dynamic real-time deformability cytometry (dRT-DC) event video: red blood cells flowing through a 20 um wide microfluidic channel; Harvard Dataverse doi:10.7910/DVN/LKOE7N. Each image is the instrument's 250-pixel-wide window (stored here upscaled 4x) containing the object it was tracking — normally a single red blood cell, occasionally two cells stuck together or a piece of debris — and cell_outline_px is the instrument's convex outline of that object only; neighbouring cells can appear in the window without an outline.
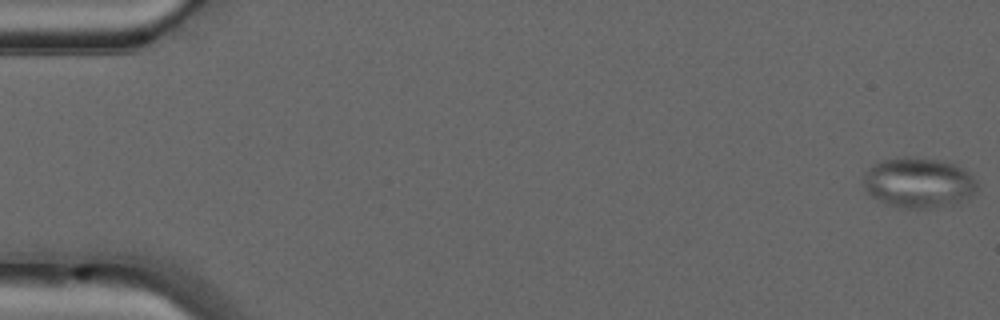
{"species": "common noctule bat (a hibernating species)", "species_latin": "Nyctalus noctula", "temperature_condition": "warm", "stored_images_in_passage": 49, "camera_frame_rate_fps": 3000, "um_per_image_px": 0.085, "animal": {"sex": "male", "forearm_length_mm": 52.5}, "frame": {"image": 1, "passage_image": 1, "time_ms": 0.0, "image_size_px": [1000, 320], "cell_outline_px": [[976, 188], [972, 196], [968, 200], [956, 204], [932, 208], [900, 208], [884, 204], [872, 196], [864, 188], [864, 172], [872, 164], [884, 160], [904, 156], [912, 156], [940, 160], [952, 164], [968, 172], [976, 180]], "centroid_in_image_um": [78.06, 15.54], "position_along_channel_um": 6.9, "area_um2": 33.64}}
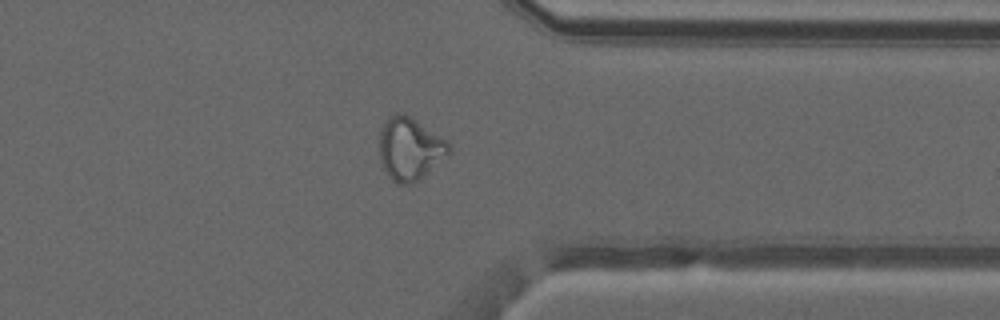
{"frame": {"image": 2, "passage_image": 39, "time_ms": 12.667, "image_size_px": [1000, 320], "cell_outline_px": [[452, 148], [448, 156], [420, 180], [404, 184], [396, 184], [392, 180], [384, 168], [380, 160], [380, 132], [388, 116], [396, 112], [404, 112], [448, 140], [452, 144]], "centroid_in_image_um": [34.88, 12.63], "position_along_channel_um": 376.5, "area_um2": 25.72}}
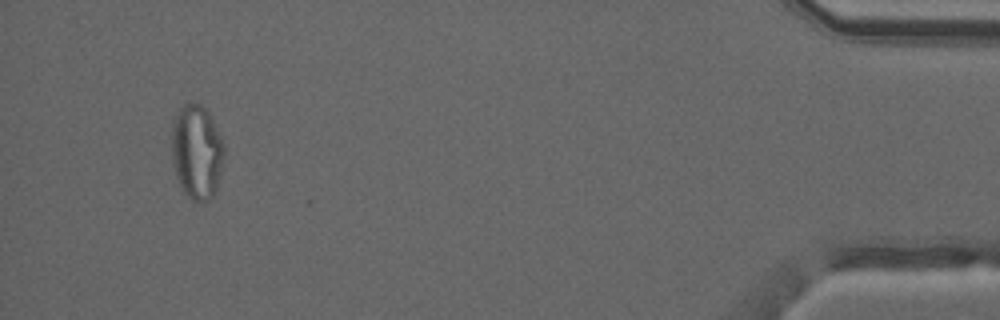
{"frame": {"image": 3, "passage_image": 47, "time_ms": 15.333, "image_size_px": [1000, 320], "cell_outline_px": [[224, 156], [216, 188], [212, 196], [204, 200], [192, 200], [184, 192], [176, 176], [172, 164], [172, 120], [180, 108], [184, 104], [200, 104], [208, 112], [224, 144]], "centroid_in_image_um": [16.7, 12.89], "position_along_channel_um": 418.5, "area_um2": 28.44}, "authors_computed_cell_mechanics": {"area_um2": 27.6284, "velocity_mm_per_s": 4.1794, "shape_relaxation_time_tau1_ms": null, "shape_relaxation_time_tau2_ms": 1.4478, "deformation_change_tau1": null, "deformation_change_tau2": 0.0759}}